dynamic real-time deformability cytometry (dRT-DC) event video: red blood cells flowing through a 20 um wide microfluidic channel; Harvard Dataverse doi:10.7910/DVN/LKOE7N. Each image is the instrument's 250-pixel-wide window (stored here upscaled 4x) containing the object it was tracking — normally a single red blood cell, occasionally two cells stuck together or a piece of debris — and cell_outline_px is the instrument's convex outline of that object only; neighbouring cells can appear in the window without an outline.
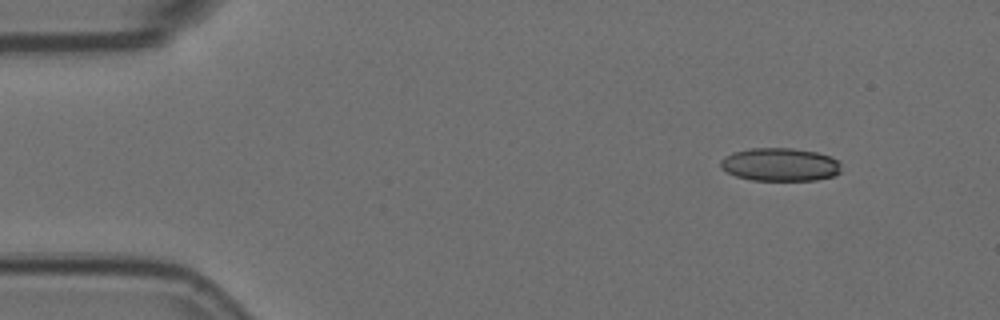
{"species": "Egyptian fruit bat (a non-hibernating species)", "species_latin": "Rousettus aegyptiacus", "temperature_condition": "room temperature", "stored_images_in_passage": 4, "camera_frame_rate_fps": 3000, "um_per_image_px": 0.085, "animal": {"sex": "female"}, "frame": {"image": 1, "passage_image": 1, "time_ms": 0.0, "image_size_px": [1000, 320], "cell_outline_px": [[840, 172], [832, 176], [816, 180], [752, 180], [736, 176], [720, 168], [720, 160], [724, 156], [732, 152], [748, 148], [792, 148], [816, 152], [832, 156], [840, 164]], "centroid_in_image_um": [66.27, 13.98], "position_along_channel_um": 18.7, "area_um2": 23.41}}
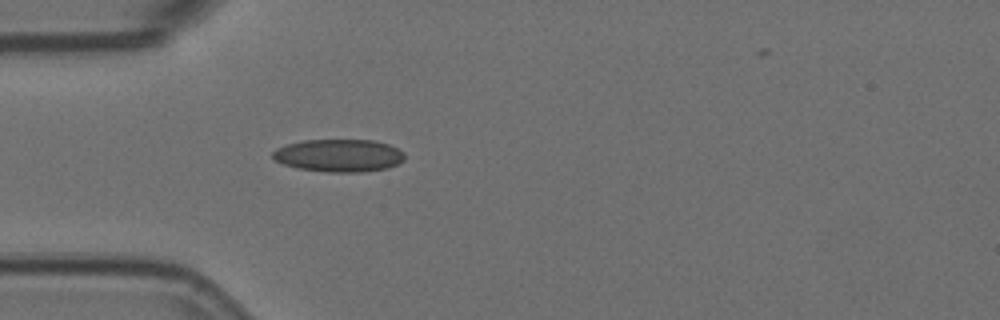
{"frame": {"image": 2, "passage_image": 4, "time_ms": 1.0, "image_size_px": [1000, 320], "cell_outline_px": [[404, 160], [388, 168], [360, 172], [328, 172], [296, 168], [284, 164], [276, 160], [272, 156], [272, 152], [276, 148], [288, 144], [304, 140], [372, 140], [388, 144], [404, 152]], "centroid_in_image_um": [28.8, 13.22], "position_along_channel_um": 56.2, "area_um2": 25.03}}